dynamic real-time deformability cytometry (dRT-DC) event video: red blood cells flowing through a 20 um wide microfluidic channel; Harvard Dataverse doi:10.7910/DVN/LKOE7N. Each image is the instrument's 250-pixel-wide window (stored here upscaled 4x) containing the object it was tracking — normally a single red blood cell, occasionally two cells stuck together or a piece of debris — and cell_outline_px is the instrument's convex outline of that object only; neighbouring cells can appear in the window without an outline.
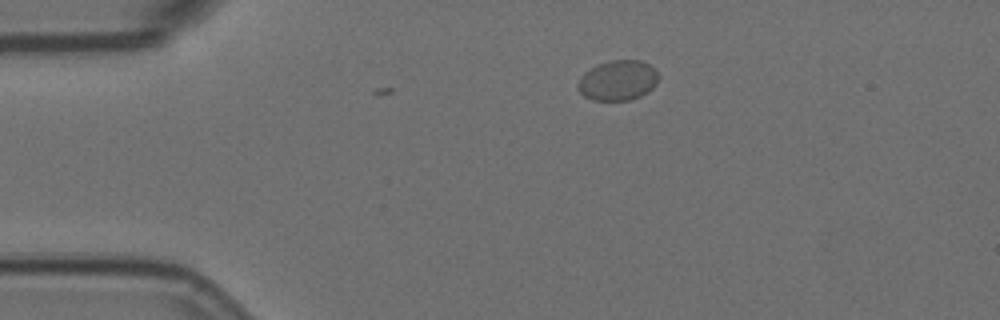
{"species": "Egyptian fruit bat (a non-hibernating species)", "species_latin": "Rousettus aegyptiacus", "temperature_condition": "room temperature", "stored_images_in_passage": 3, "camera_frame_rate_fps": 3000, "um_per_image_px": 0.085, "animal": {"sex": "female"}, "frame": {"image": 1, "passage_image": 3, "time_ms": 0.667, "image_size_px": [1000, 320], "cell_outline_px": [[660, 76], [656, 84], [648, 92], [640, 96], [628, 100], [592, 100], [584, 96], [576, 88], [576, 84], [580, 76], [584, 72], [596, 64], [608, 60], [640, 60], [656, 68]], "centroid_in_image_um": [52.5, 6.82], "position_along_channel_um": 32.5, "area_um2": 19.25}}